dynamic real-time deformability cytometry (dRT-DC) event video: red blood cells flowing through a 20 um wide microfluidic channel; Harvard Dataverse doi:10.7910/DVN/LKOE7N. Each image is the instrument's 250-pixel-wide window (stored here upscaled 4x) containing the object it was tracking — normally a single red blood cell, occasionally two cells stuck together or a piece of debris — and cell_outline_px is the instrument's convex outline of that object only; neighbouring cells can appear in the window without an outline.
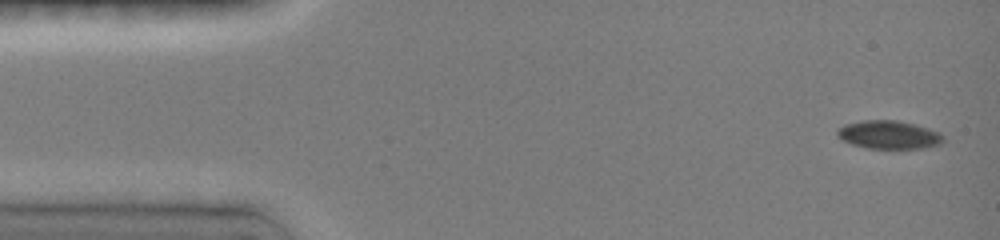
{"species": "common noctule bat (a hibernating species)", "species_latin": "Nyctalus noctula", "temperature_condition": "room temperature", "stored_images_in_passage": 51, "camera_frame_rate_fps": 3000, "um_per_image_px": 0.085, "animal": {"sex": "female", "body_mass_g": 19.0, "forearm_length_mm": 51.5}, "frame": {"image": 1, "passage_image": 1, "time_ms": 0.0, "image_size_px": [1000, 240], "cell_outline_px": [[944, 140], [940, 144], [924, 148], [868, 148], [852, 144], [836, 136], [836, 132], [844, 124], [864, 120], [896, 120], [916, 124], [940, 132], [944, 136]], "centroid_in_image_um": [75.57, 11.45], "position_along_channel_um": 9.4, "area_um2": 17.46}}
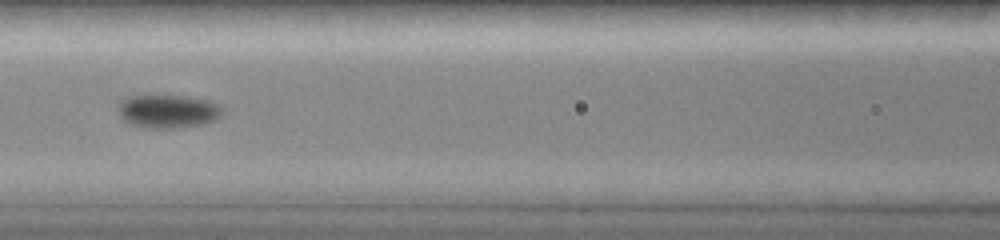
{"frame": {"image": 2, "passage_image": 19, "time_ms": 6.333, "image_size_px": [1000, 240], "cell_outline_px": [[224, 112], [216, 120], [200, 124], [176, 128], [152, 128], [128, 124], [120, 120], [116, 108], [120, 100], [132, 96], [180, 96], [208, 100], [224, 108]], "centroid_in_image_um": [14.22, 9.47], "position_along_channel_um": 152.4, "area_um2": 20.4}}
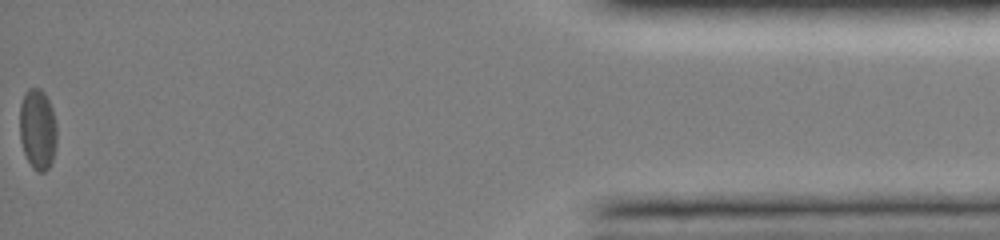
{"frame": {"image": 3, "passage_image": 51, "time_ms": 15.333, "image_size_px": [1000, 240], "cell_outline_px": [[56, 148], [52, 160], [48, 168], [44, 172], [36, 172], [32, 168], [24, 152], [20, 140], [20, 104], [24, 92], [28, 88], [40, 88], [44, 92], [52, 108], [56, 124]], "centroid_in_image_um": [3.19, 10.98], "position_along_channel_um": 432.0, "area_um2": 17.63}, "authors_computed_cell_mechanics": {"area_um2": 18.6694, "velocity_mm_per_s": 4.0146, "shape_relaxation_time_tau1_ms": 3.1937, "shape_relaxation_time_tau2_ms": null, "deformation_change_tau1": 0.0915, "deformation_change_tau2": null}}